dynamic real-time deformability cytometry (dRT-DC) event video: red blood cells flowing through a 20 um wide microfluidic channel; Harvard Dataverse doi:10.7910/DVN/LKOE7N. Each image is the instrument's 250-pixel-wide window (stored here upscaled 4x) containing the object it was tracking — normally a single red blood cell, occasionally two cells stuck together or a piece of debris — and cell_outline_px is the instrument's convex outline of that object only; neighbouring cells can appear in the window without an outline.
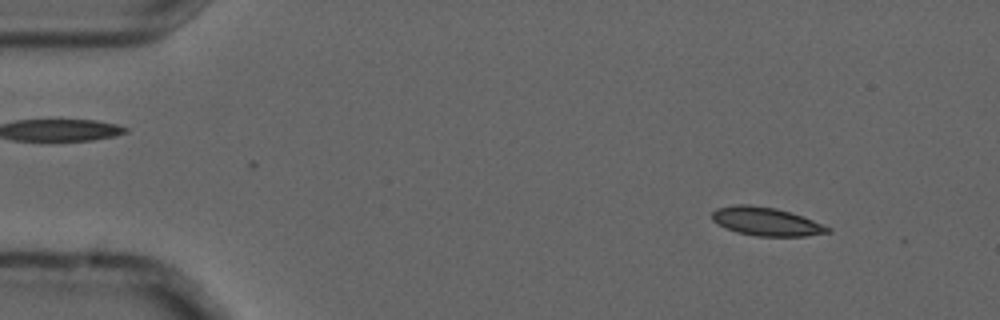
{"species": "common noctule bat (a hibernating species)", "species_latin": "Nyctalus noctula", "temperature_condition": "cold", "stored_images_in_passage": 4, "camera_frame_rate_fps": 3000, "um_per_image_px": 0.085, "animal": {"sex": "male", "forearm_length_mm": 52.5}, "frame": {"image": 1, "passage_image": 1, "time_ms": 0.0, "image_size_px": [1000, 320], "cell_outline_px": [[832, 232], [804, 236], [756, 236], [736, 232], [724, 228], [712, 220], [712, 212], [716, 208], [736, 204], [748, 204], [776, 208], [792, 212], [832, 228]], "centroid_in_image_um": [65.11, 18.82], "position_along_channel_um": 19.9, "area_um2": 19.31}}
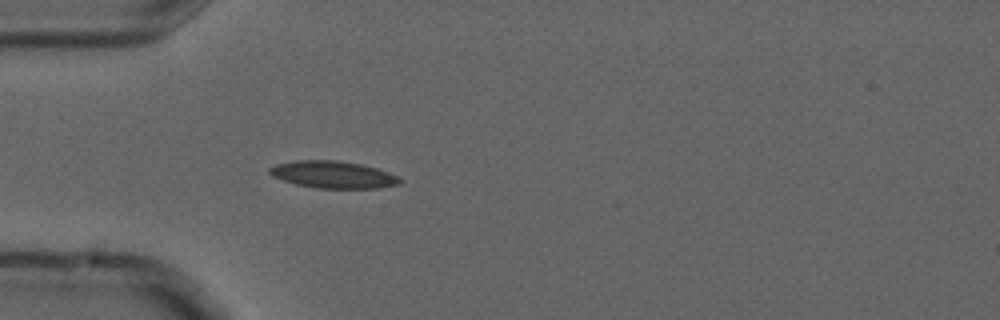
{"frame": {"image": 2, "passage_image": 4, "time_ms": 1.0, "image_size_px": [1000, 320], "cell_outline_px": [[404, 180], [400, 184], [380, 188], [316, 188], [296, 184], [272, 176], [268, 172], [268, 168], [276, 164], [296, 160], [336, 160], [360, 164], [376, 168], [400, 176]], "centroid_in_image_um": [28.34, 14.84], "position_along_channel_um": 56.7, "area_um2": 20.69}}